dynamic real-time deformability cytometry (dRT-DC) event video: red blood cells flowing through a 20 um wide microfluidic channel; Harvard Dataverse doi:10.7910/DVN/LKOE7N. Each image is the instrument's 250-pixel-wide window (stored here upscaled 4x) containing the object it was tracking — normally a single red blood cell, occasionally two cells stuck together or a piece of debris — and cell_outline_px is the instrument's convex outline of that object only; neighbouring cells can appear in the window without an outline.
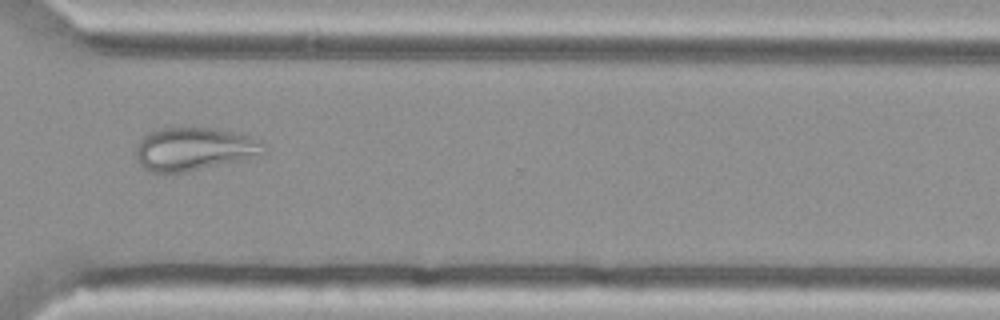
{"species": "Egyptian fruit bat (a non-hibernating species)", "species_latin": "Rousettus aegyptiacus", "temperature_condition": "cold", "stored_images_in_passage": 55, "camera_frame_rate_fps": 3000, "um_per_image_px": 0.085, "animal": {"sex": "female"}, "frame": {"image": 1, "passage_image": 41, "time_ms": 13.333, "image_size_px": [1000, 320], "cell_outline_px": [[264, 152], [236, 160], [184, 172], [152, 172], [144, 168], [140, 164], [136, 156], [136, 148], [140, 140], [148, 132], [172, 124], [212, 128], [248, 136], [260, 140]], "centroid_in_image_um": [16.36, 12.6], "position_along_channel_um": 354.2, "area_um2": 31.79}}
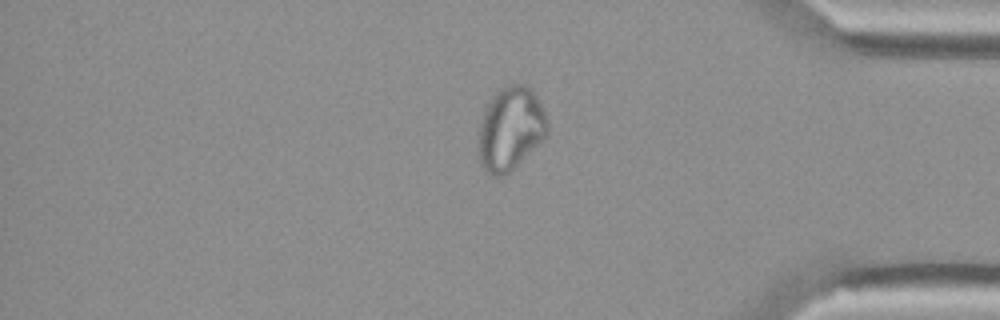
{"frame": {"image": 2, "passage_image": 46, "time_ms": 15.0, "image_size_px": [1000, 320], "cell_outline_px": [[548, 136], [504, 176], [492, 176], [484, 172], [480, 164], [476, 152], [476, 136], [484, 108], [496, 92], [500, 88], [508, 84], [524, 84], [532, 88], [548, 120]], "centroid_in_image_um": [43.34, 10.96], "position_along_channel_um": 391.9, "area_um2": 34.33}}